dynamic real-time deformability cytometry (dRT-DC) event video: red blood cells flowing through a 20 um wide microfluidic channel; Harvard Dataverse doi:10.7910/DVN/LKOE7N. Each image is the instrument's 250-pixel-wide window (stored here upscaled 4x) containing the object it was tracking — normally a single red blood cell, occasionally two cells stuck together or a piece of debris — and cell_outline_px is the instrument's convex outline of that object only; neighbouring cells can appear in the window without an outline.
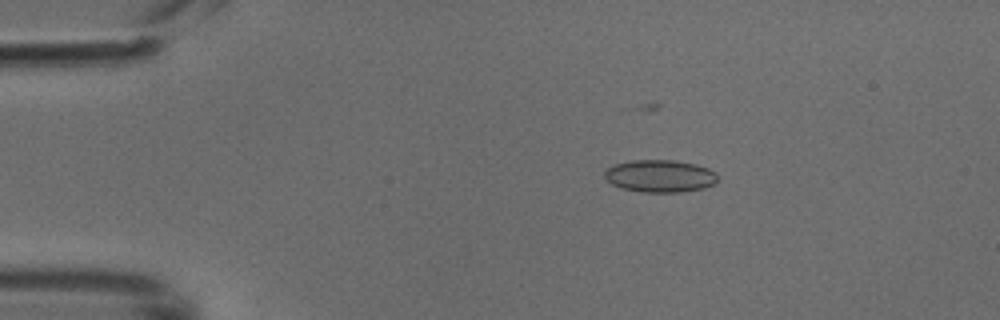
{"species": "common noctule bat (a hibernating species)", "species_latin": "Nyctalus noctula", "temperature_condition": "cold", "stored_images_in_passage": 50, "camera_frame_rate_fps": 3000, "um_per_image_px": 0.085, "animal": {"sex": "male", "body_mass_g": 18.8}, "frame": {"image": 1, "passage_image": 9, "time_ms": 2.667, "image_size_px": [1000, 320], "cell_outline_px": [[716, 180], [712, 184], [704, 188], [680, 192], [640, 192], [620, 188], [612, 184], [604, 176], [604, 172], [608, 168], [616, 164], [632, 160], [672, 160], [696, 164], [708, 168], [716, 172]], "centroid_in_image_um": [56.08, 14.96], "position_along_channel_um": 28.9, "area_um2": 21.27}}
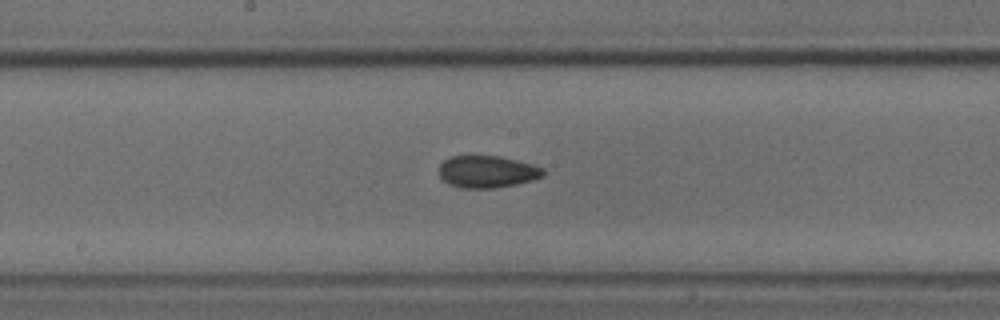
{"frame": {"image": 2, "passage_image": 26, "time_ms": 8.333, "image_size_px": [1000, 320], "cell_outline_px": [[544, 176], [532, 180], [516, 184], [492, 188], [460, 188], [448, 184], [440, 176], [440, 164], [444, 160], [452, 156], [500, 156], [532, 164], [544, 168]], "centroid_in_image_um": [41.41, 14.6], "position_along_channel_um": 206.8, "area_um2": 19.42}}
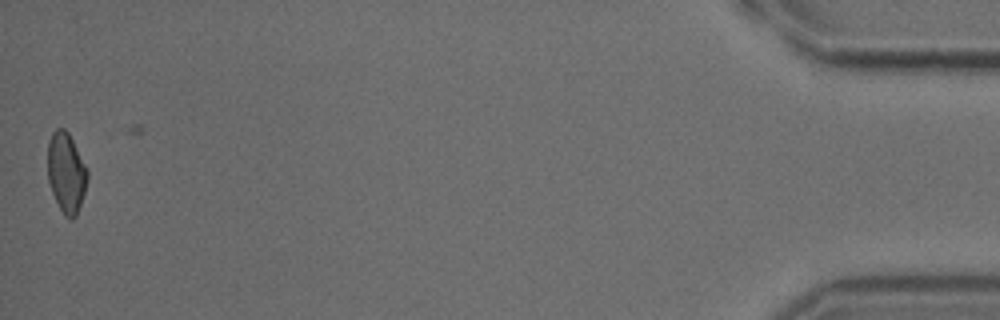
{"frame": {"image": 3, "passage_image": 49, "time_ms": 16.0, "image_size_px": [1000, 320], "cell_outline_px": [[88, 176], [84, 192], [76, 216], [72, 220], [64, 216], [52, 192], [48, 180], [48, 140], [52, 132], [56, 128], [64, 128], [68, 132], [88, 172]], "centroid_in_image_um": [5.61, 14.67], "position_along_channel_um": 429.6, "area_um2": 18.26}}